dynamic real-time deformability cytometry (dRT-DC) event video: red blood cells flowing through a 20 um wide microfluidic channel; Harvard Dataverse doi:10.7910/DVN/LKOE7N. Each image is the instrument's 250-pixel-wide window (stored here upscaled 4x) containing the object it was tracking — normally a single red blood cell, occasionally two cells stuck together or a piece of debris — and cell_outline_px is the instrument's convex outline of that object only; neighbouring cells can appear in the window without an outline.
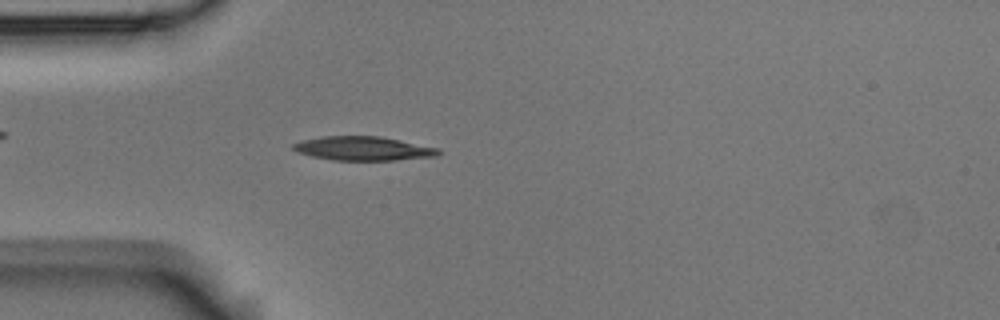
{"species": "Egyptian fruit bat (a non-hibernating species)", "species_latin": "Rousettus aegyptiacus", "temperature_condition": "room temperature", "stored_images_in_passage": 53, "camera_frame_rate_fps": 3000, "um_per_image_px": 0.085, "animal": {"sex": "male"}, "frame": {"image": 1, "passage_image": 14, "time_ms": 4.333, "image_size_px": [1000, 320], "cell_outline_px": [[440, 152], [436, 156], [396, 160], [332, 160], [312, 156], [300, 152], [292, 148], [292, 144], [304, 140], [324, 136], [380, 136], [440, 148]], "centroid_in_image_um": [30.91, 12.62], "position_along_channel_um": 54.1, "area_um2": 20.11}}
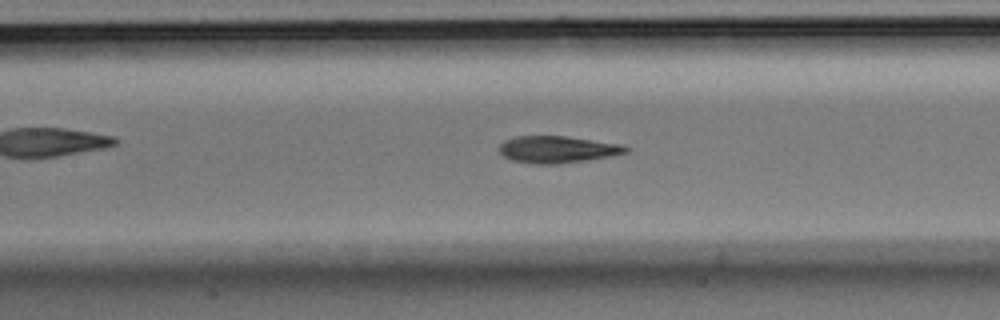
{"frame": {"image": 2, "passage_image": 23, "time_ms": 7.333, "image_size_px": [1000, 320], "cell_outline_px": [[628, 152], [612, 156], [556, 164], [536, 164], [512, 160], [504, 156], [500, 152], [500, 144], [504, 140], [516, 136], [564, 136], [620, 144], [628, 148]], "centroid_in_image_um": [47.36, 12.7], "position_along_channel_um": 160.0, "area_um2": 19.59}}
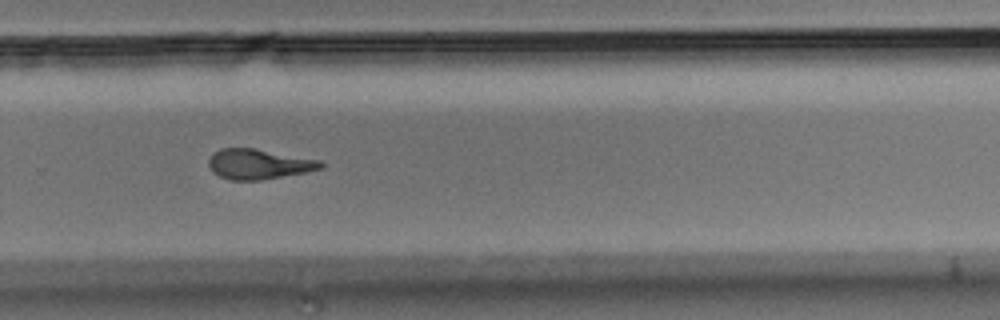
{"frame": {"image": 3, "passage_image": 35, "time_ms": 11.333, "image_size_px": [1000, 320], "cell_outline_px": [[324, 164], [320, 168], [304, 172], [260, 180], [232, 180], [220, 176], [212, 172], [208, 164], [208, 160], [212, 152], [220, 148], [252, 148], [320, 160]], "centroid_in_image_um": [21.92, 13.94], "position_along_channel_um": 307.9, "area_um2": 19.42}, "authors_computed_cell_mechanics": {"area_um2": 19.5942, "velocity_mm_per_s": 3.7047, "shape_relaxation_time_tau1_ms": 5.8227, "shape_relaxation_time_tau2_ms": 3.6268, "deformation_change_tau1": 0.1946, "deformation_change_tau2": 0.1315}}